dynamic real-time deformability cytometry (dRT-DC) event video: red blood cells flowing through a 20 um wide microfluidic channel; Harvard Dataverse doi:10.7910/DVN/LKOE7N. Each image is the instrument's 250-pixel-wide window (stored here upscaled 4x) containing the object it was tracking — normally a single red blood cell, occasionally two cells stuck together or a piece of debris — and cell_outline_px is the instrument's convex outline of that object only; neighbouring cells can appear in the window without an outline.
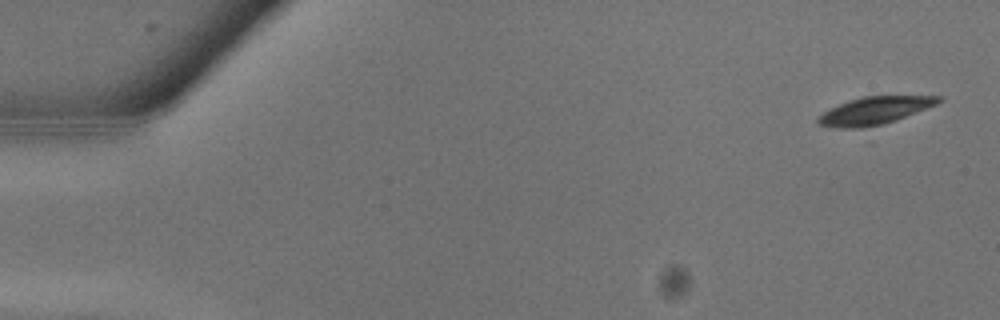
{"species": "common noctule bat (a hibernating species)", "species_latin": "Nyctalus noctula", "temperature_condition": "warm", "stored_images_in_passage": 10, "camera_frame_rate_fps": 3000, "um_per_image_px": 0.085, "animal": {"sex": "male", "body_mass_g": 13.3}, "frame": {"image": 1, "passage_image": 1, "time_ms": 0.0, "image_size_px": [1000, 320], "cell_outline_px": [[944, 100], [928, 108], [896, 120], [880, 124], [860, 128], [836, 128], [816, 124], [816, 120], [824, 112], [848, 100], [860, 96], [944, 96]], "centroid_in_image_um": [74.36, 9.39], "position_along_channel_um": 10.6, "area_um2": 19.25}}
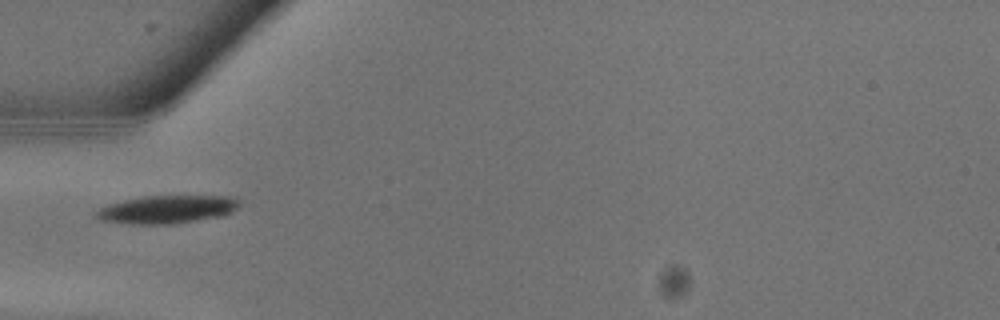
{"frame": {"image": 2, "passage_image": 9, "time_ms": 2.667, "image_size_px": [1000, 320], "cell_outline_px": [[240, 204], [232, 212], [224, 216], [172, 224], [136, 224], [100, 220], [96, 216], [96, 212], [100, 208], [108, 204], [124, 200], [144, 196], [236, 196], [240, 200]], "centroid_in_image_um": [14.26, 17.79], "position_along_channel_um": 70.7, "area_um2": 23.41}}